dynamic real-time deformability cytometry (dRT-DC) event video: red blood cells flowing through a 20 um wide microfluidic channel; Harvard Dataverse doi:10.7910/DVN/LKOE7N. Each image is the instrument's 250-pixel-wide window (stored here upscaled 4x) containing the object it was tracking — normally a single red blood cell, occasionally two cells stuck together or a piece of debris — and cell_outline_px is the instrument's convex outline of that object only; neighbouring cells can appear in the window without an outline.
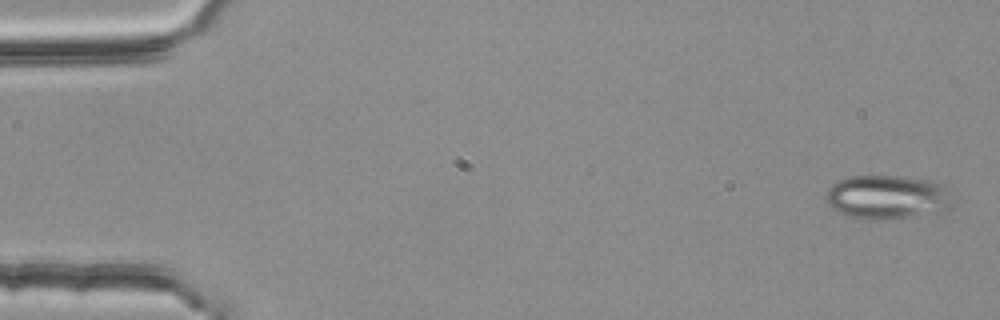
{"species": "common noctule bat (a hibernating species)", "species_latin": "Nyctalus noctula", "temperature_condition": "room temperature", "stored_images_in_passage": 4, "camera_frame_rate_fps": 3000, "um_per_image_px": 0.085, "animal": {"sex": "female", "body_mass_g": 25.1}, "frame": {"image": 1, "passage_image": 1, "time_ms": 0.0, "image_size_px": [1000, 320], "cell_outline_px": [[956, 204], [952, 208], [940, 212], [908, 216], [868, 220], [848, 216], [832, 208], [828, 204], [824, 196], [828, 188], [832, 184], [840, 180], [852, 176], [904, 176], [928, 180], [940, 184], [944, 188]], "centroid_in_image_um": [75.42, 16.75], "position_along_channel_um": 9.6, "area_um2": 32.37}}